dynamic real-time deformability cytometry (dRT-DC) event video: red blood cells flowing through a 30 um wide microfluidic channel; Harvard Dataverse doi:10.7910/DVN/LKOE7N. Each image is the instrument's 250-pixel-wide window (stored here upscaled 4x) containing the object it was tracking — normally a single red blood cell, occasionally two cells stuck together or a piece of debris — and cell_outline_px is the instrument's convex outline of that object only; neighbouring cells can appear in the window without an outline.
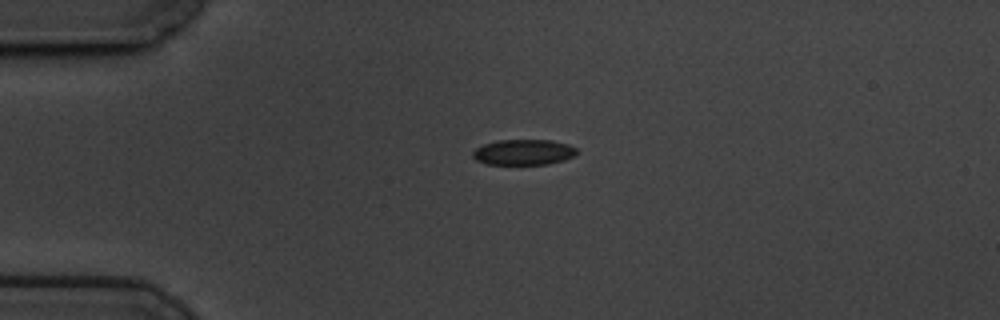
{"species": "common noctule bat (a hibernating species)", "species_latin": "Nyctalus noctula", "temperature_condition": "cold", "stored_images_in_passage": 3, "camera_frame_rate_fps": 3000, "um_per_image_px": 0.085, "animal": {"sex": "male", "body_mass_g": 19.5, "forearm_length_mm": 54.6}, "frame": {"image": 1, "passage_image": 1, "time_ms": 0.0, "image_size_px": [1000, 320], "cell_outline_px": [[576, 152], [572, 156], [564, 160], [548, 164], [488, 164], [476, 160], [472, 156], [472, 152], [476, 148], [484, 144], [496, 140], [552, 140], [568, 144], [576, 148]], "centroid_in_image_um": [44.48, 12.93], "position_along_channel_um": 40.5, "area_um2": 15.43}}
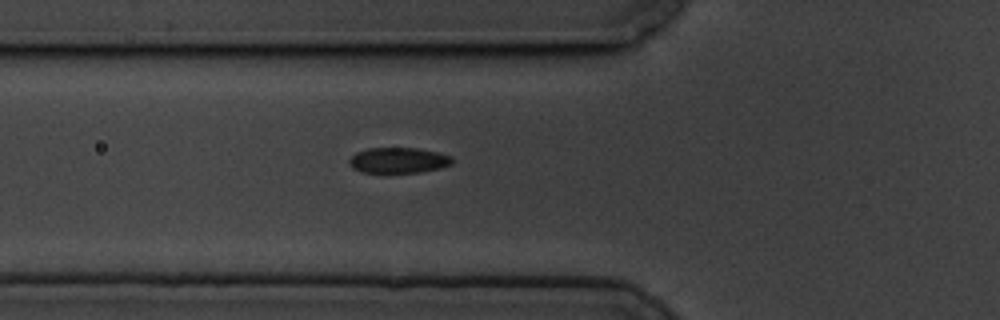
{"frame": {"image": 2, "passage_image": 3, "time_ms": 0.667, "image_size_px": [1000, 320], "cell_outline_px": [[452, 164], [440, 168], [420, 172], [360, 172], [352, 168], [348, 164], [348, 160], [356, 152], [368, 148], [420, 148], [452, 156]], "centroid_in_image_um": [33.84, 13.62], "position_along_channel_um": 92.0, "area_um2": 15.37}}